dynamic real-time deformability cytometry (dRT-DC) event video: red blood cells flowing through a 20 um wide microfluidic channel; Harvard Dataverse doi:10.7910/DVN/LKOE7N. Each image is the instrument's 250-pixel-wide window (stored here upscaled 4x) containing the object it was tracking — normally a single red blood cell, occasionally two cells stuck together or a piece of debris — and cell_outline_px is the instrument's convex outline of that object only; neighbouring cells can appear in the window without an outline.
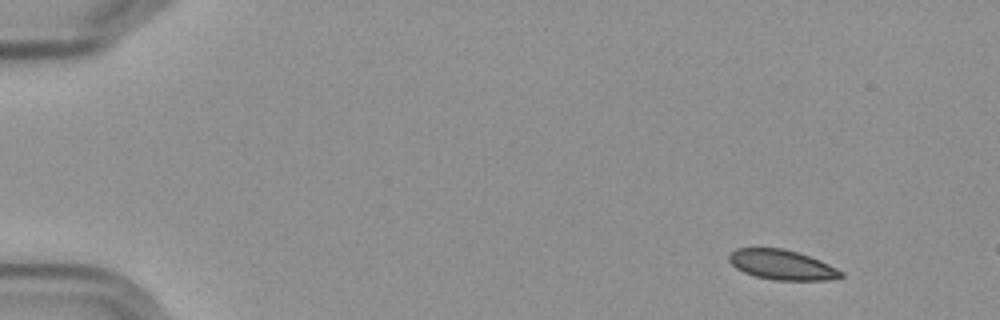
{"species": "Egyptian fruit bat (a non-hibernating species)", "species_latin": "Rousettus aegyptiacus", "temperature_condition": "cold", "stored_images_in_passage": 3, "camera_frame_rate_fps": 3000, "um_per_image_px": 0.085, "frame": {"image": 1, "passage_image": 1, "time_ms": 0.0, "image_size_px": [1000, 320], "cell_outline_px": [[844, 276], [828, 280], [772, 280], [756, 276], [744, 272], [736, 268], [728, 260], [728, 256], [736, 248], [784, 248], [820, 260], [844, 272]], "centroid_in_image_um": [66.46, 22.51], "position_along_channel_um": 18.5, "area_um2": 19.42}}